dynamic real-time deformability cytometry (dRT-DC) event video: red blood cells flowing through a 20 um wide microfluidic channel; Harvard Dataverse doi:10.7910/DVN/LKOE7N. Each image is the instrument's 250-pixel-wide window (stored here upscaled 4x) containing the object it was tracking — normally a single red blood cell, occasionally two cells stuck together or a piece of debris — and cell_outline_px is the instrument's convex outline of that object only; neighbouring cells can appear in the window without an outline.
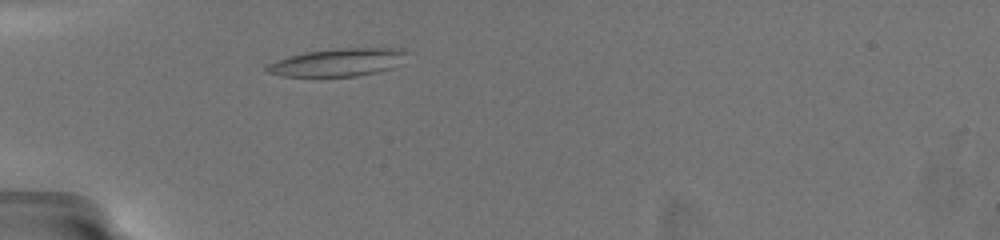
{"species": "common noctule bat (a hibernating species)", "species_latin": "Nyctalus noctula", "temperature_condition": "warm", "stored_images_in_passage": 52, "camera_frame_rate_fps": 3000, "um_per_image_px": 0.085, "animal": {"sex": "female", "body_mass_g": 19.5, "forearm_length_mm": 54.1}, "frame": {"image": 1, "passage_image": 2, "time_ms": 0.333, "image_size_px": [1000, 240], "cell_outline_px": [[408, 52], [392, 68], [376, 72], [356, 76], [280, 76], [268, 72], [264, 68], [268, 64], [276, 60], [288, 56], [304, 52], [340, 48], [400, 48]], "centroid_in_image_um": [28.66, 5.29], "position_along_channel_um": 56.3, "area_um2": 22.43}}
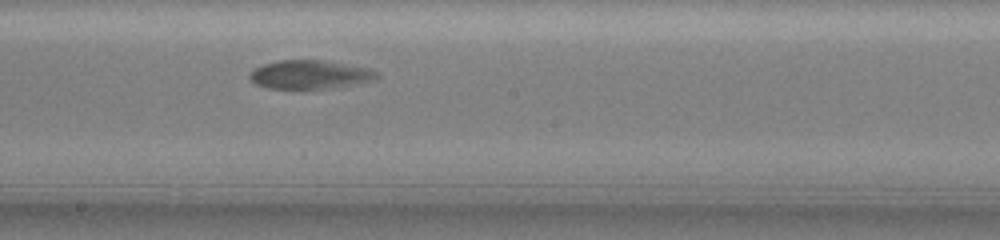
{"frame": {"image": 2, "passage_image": 22, "time_ms": 5.667, "image_size_px": [1000, 240], "cell_outline_px": [[380, 76], [376, 80], [340, 88], [268, 88], [256, 84], [248, 76], [256, 68], [264, 64], [280, 60], [328, 60], [372, 68], [380, 72]], "centroid_in_image_um": [26.49, 6.33], "position_along_channel_um": 221.7, "area_um2": 21.62}}
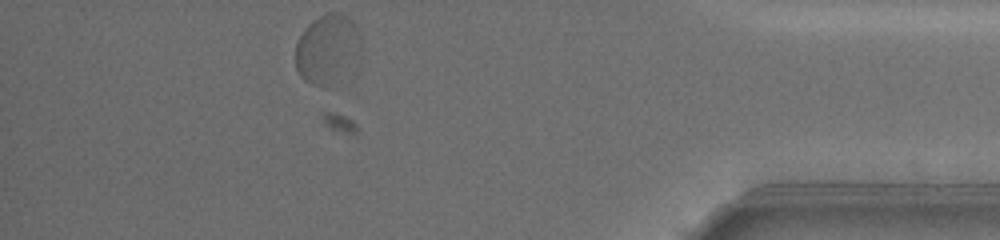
{"frame": {"image": 3, "passage_image": 43, "time_ms": 12.333, "image_size_px": [1000, 240], "cell_outline_px": [[360, 72], [356, 76], [328, 88], [324, 88], [312, 84], [304, 80], [300, 76], [296, 68], [296, 44], [304, 28], [312, 20], [328, 12], [344, 12], [352, 20], [360, 36]], "centroid_in_image_um": [27.95, 4.29], "position_along_channel_um": 407.3, "area_um2": 28.55}, "authors_computed_cell_mechanics": {"area_um2": 22.4264, "velocity_mm_per_s": 3.3767, "shape_relaxation_time_tau1_ms": 7.5277, "shape_relaxation_time_tau2_ms": null, "deformation_change_tau1": 0.2135, "deformation_change_tau2": null}}